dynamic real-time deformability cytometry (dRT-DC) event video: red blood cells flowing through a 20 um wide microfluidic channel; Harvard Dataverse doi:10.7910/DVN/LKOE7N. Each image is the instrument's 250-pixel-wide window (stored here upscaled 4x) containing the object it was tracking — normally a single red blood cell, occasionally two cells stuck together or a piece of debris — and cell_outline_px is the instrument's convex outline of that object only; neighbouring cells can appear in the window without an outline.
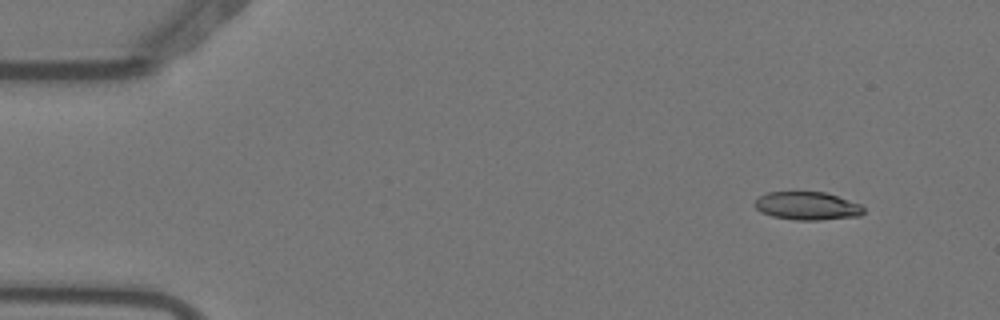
{"species": "Egyptian fruit bat (a non-hibernating species)", "species_latin": "Rousettus aegyptiacus", "temperature_condition": "warm", "stored_images_in_passage": 4, "camera_frame_rate_fps": 3000, "um_per_image_px": 0.085, "animal": {"sex": "female"}, "frame": {"image": 1, "passage_image": 1, "time_ms": 0.0, "image_size_px": [1000, 320], "cell_outline_px": [[864, 212], [860, 216], [820, 220], [796, 220], [772, 216], [760, 212], [752, 204], [760, 196], [768, 192], [824, 192], [860, 204], [864, 208]], "centroid_in_image_um": [68.59, 17.51], "position_along_channel_um": 16.4, "area_um2": 17.8}}
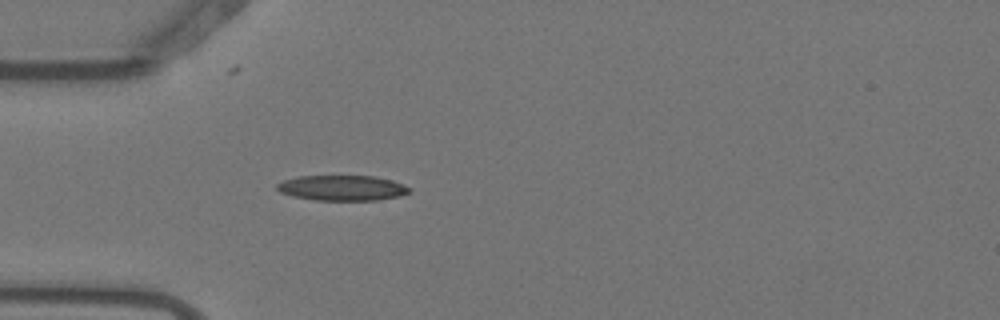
{"frame": {"image": 2, "passage_image": 4, "time_ms": 1.0, "image_size_px": [1000, 320], "cell_outline_px": [[408, 192], [400, 196], [376, 200], [316, 200], [292, 196], [280, 192], [276, 188], [276, 184], [284, 180], [300, 176], [376, 176], [392, 180], [408, 188]], "centroid_in_image_um": [29.04, 15.97], "position_along_channel_um": 56.0, "area_um2": 19.31}}